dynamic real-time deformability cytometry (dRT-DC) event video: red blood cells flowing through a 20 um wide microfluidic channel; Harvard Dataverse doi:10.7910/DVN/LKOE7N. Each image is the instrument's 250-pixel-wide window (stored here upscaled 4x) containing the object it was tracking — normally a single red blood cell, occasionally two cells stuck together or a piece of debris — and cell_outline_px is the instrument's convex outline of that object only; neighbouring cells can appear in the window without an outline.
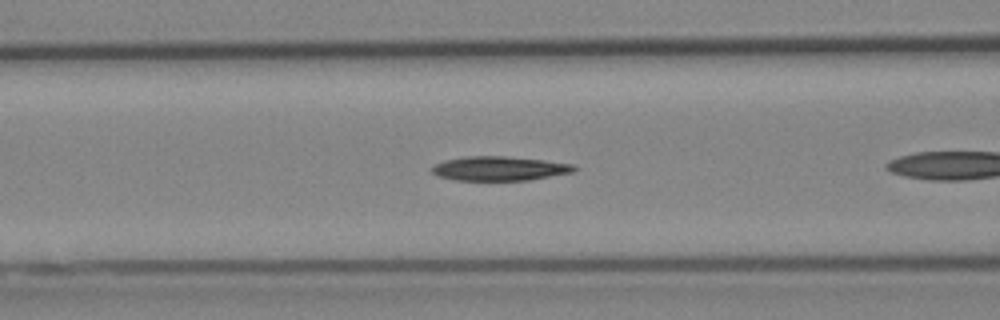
{"species": "Egyptian fruit bat (a non-hibernating species)", "species_latin": "Rousettus aegyptiacus", "temperature_condition": "cold", "stored_images_in_passage": 37, "camera_frame_rate_fps": 3000, "um_per_image_px": 0.085, "animal": {"sex": "female"}, "frame": {"image": 1, "passage_image": 6, "time_ms": 1.667, "image_size_px": [1000, 320], "cell_outline_px": [[576, 168], [572, 172], [528, 180], [456, 180], [436, 176], [428, 172], [432, 164], [444, 160], [464, 156], [504, 156], [544, 160], [572, 164]], "centroid_in_image_um": [42.32, 14.32], "position_along_channel_um": 124.3, "area_um2": 20.23}}